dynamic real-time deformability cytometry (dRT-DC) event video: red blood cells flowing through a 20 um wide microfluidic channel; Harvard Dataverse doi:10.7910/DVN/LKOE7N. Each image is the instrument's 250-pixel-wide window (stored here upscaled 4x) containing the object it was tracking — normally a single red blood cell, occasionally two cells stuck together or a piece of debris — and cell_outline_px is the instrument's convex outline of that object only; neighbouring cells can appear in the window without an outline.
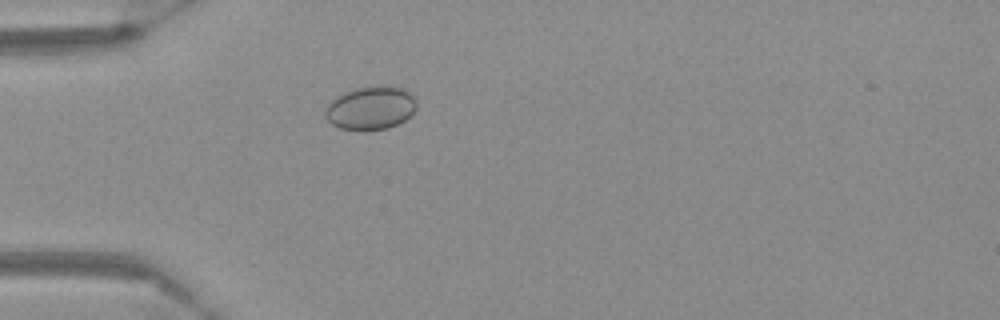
{"species": "Egyptian fruit bat (a non-hibernating species)", "species_latin": "Rousettus aegyptiacus", "temperature_condition": "warm", "stored_images_in_passage": 53, "camera_frame_rate_fps": 3000, "um_per_image_px": 0.085, "frame": {"image": 1, "passage_image": 14, "time_ms": 4.333, "image_size_px": [1000, 320], "cell_outline_px": [[416, 108], [404, 120], [388, 128], [340, 128], [332, 124], [324, 116], [324, 112], [328, 104], [332, 100], [344, 92], [356, 88], [400, 88], [408, 92], [416, 100]], "centroid_in_image_um": [31.47, 9.19], "position_along_channel_um": 53.5, "area_um2": 21.91}}
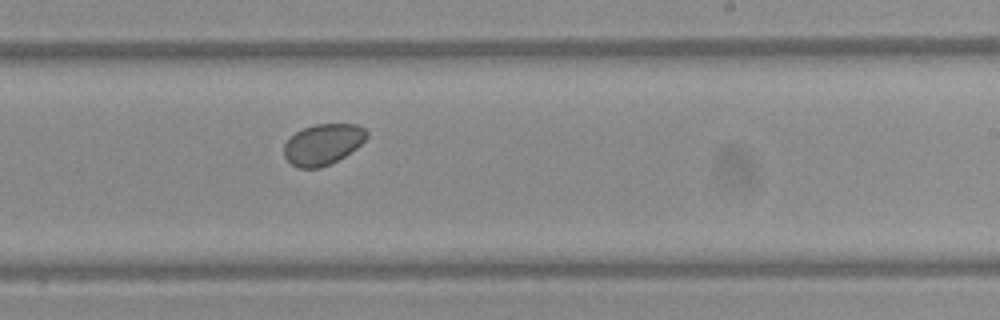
{"frame": {"image": 2, "passage_image": 32, "time_ms": 10.333, "image_size_px": [1000, 320], "cell_outline_px": [[368, 136], [356, 148], [344, 156], [320, 168], [300, 168], [292, 164], [284, 156], [284, 144], [296, 132], [304, 128], [316, 124], [356, 124], [364, 128], [368, 132]], "centroid_in_image_um": [27.45, 12.26], "position_along_channel_um": 261.5, "area_um2": 19.42}}
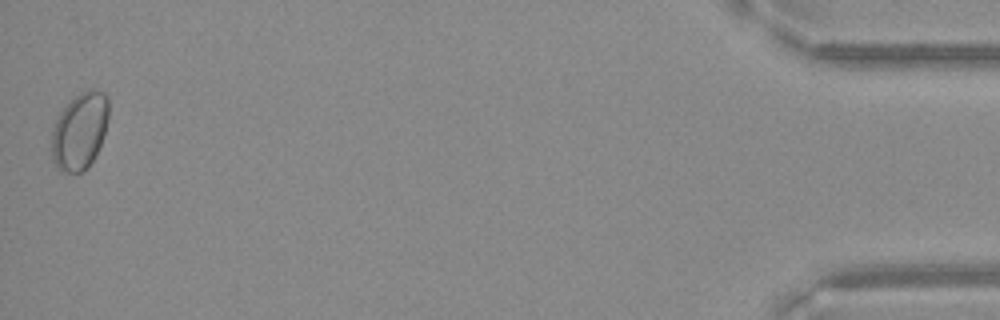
{"frame": {"image": 3, "passage_image": 53, "time_ms": 17.333, "image_size_px": [1000, 320], "cell_outline_px": [[108, 120], [104, 136], [88, 168], [80, 172], [60, 172], [52, 160], [52, 132], [56, 120], [60, 112], [68, 100], [80, 92], [92, 88], [104, 92], [108, 96]], "centroid_in_image_um": [6.78, 11.1], "position_along_channel_um": 428.4, "area_um2": 25.78}}